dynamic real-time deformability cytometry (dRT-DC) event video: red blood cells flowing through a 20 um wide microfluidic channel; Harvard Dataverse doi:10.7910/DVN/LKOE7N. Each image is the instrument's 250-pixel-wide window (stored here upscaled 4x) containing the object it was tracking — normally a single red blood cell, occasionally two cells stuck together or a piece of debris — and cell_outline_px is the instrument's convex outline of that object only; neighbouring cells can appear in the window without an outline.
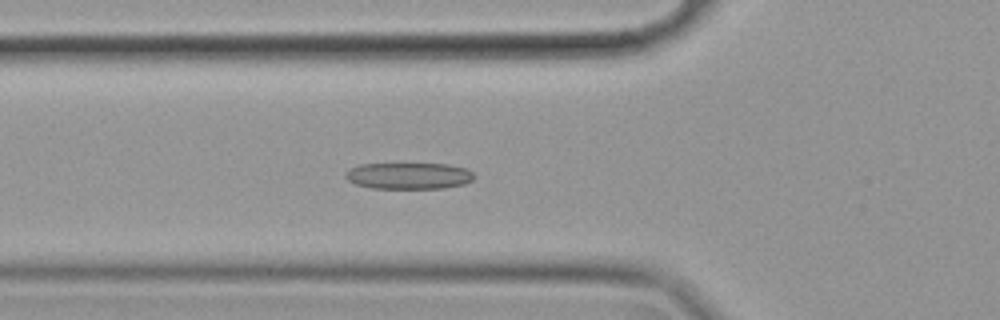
{"species": "common noctule bat (a hibernating species)", "species_latin": "Nyctalus noctula", "temperature_condition": "cold", "stored_images_in_passage": 44, "camera_frame_rate_fps": 3000, "um_per_image_px": 0.085, "animal": {"sex": "female", "body_mass_g": 19.9}, "frame": {"image": 1, "passage_image": 7, "time_ms": 2.0, "image_size_px": [1000, 320], "cell_outline_px": [[472, 180], [464, 184], [444, 188], [372, 188], [356, 184], [348, 180], [344, 176], [352, 168], [360, 164], [448, 164], [468, 168], [472, 172]], "centroid_in_image_um": [34.77, 14.94], "position_along_channel_um": 91.0, "area_um2": 19.65}}
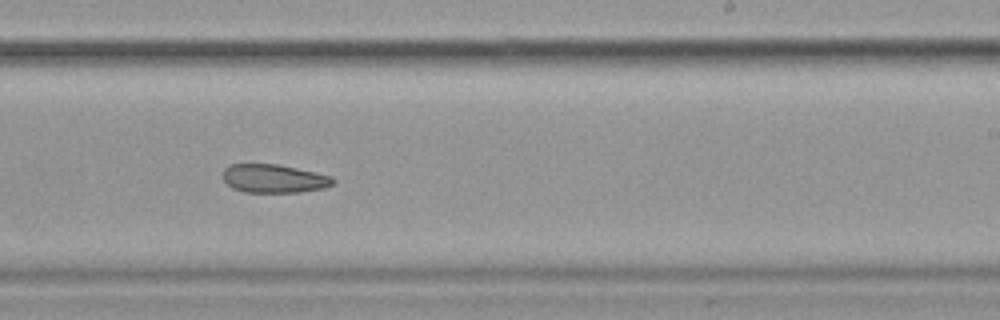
{"frame": {"image": 2, "passage_image": 22, "time_ms": 7.0, "image_size_px": [1000, 320], "cell_outline_px": [[336, 180], [332, 184], [324, 188], [300, 192], [244, 192], [232, 188], [224, 180], [224, 168], [232, 164], [276, 164], [296, 168], [332, 176]], "centroid_in_image_um": [23.29, 15.18], "position_along_channel_um": 265.7, "area_um2": 18.15}}
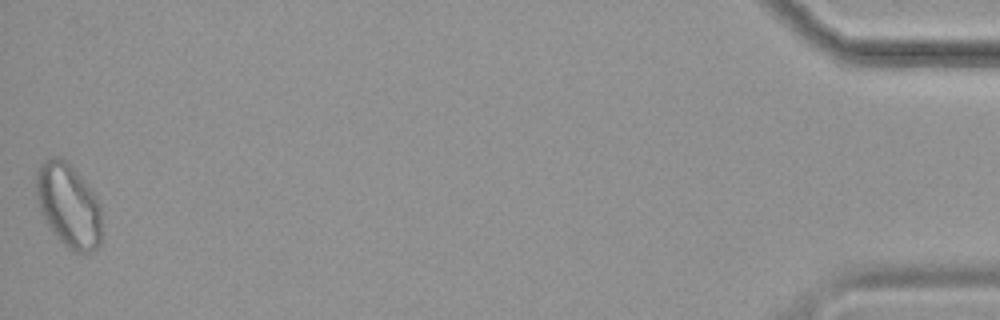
{"frame": {"image": 3, "passage_image": 44, "time_ms": 14.333, "image_size_px": [1000, 320], "cell_outline_px": [[100, 244], [92, 252], [72, 252], [52, 232], [40, 212], [36, 200], [36, 172], [40, 164], [44, 160], [56, 156], [60, 156], [72, 164], [96, 196], [100, 204]], "centroid_in_image_um": [5.8, 17.43], "position_along_channel_um": 429.4, "area_um2": 32.31}, "authors_computed_cell_mechanics": {"area_um2": 19.6809, "velocity_mm_per_s": 3.4992, "shape_relaxation_time_tau1_ms": null, "shape_relaxation_time_tau2_ms": 10.8528, "deformation_change_tau1": null, "deformation_change_tau2": 0.1945}}